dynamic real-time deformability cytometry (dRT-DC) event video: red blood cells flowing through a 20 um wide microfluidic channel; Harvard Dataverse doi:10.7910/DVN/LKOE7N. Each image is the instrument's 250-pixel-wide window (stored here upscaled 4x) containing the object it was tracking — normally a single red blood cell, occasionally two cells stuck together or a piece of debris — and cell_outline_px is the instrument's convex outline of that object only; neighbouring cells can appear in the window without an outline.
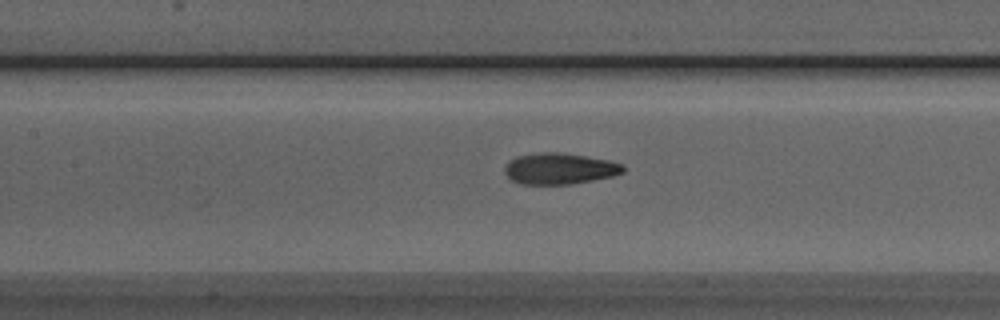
{"species": "Egyptian fruit bat (a non-hibernating species)", "species_latin": "Rousettus aegyptiacus", "temperature_condition": "room temperature", "stored_images_in_passage": 36, "camera_frame_rate_fps": 3000, "um_per_image_px": 0.085, "animal": {"sex": "male"}, "frame": {"image": 1, "passage_image": 8, "time_ms": 2.333, "image_size_px": [1000, 320], "cell_outline_px": [[624, 172], [612, 176], [592, 180], [568, 184], [520, 184], [512, 180], [504, 172], [504, 164], [508, 160], [516, 156], [540, 152], [560, 152], [608, 160], [620, 164], [624, 168]], "centroid_in_image_um": [47.49, 14.33], "position_along_channel_um": 159.9, "area_um2": 21.44}}
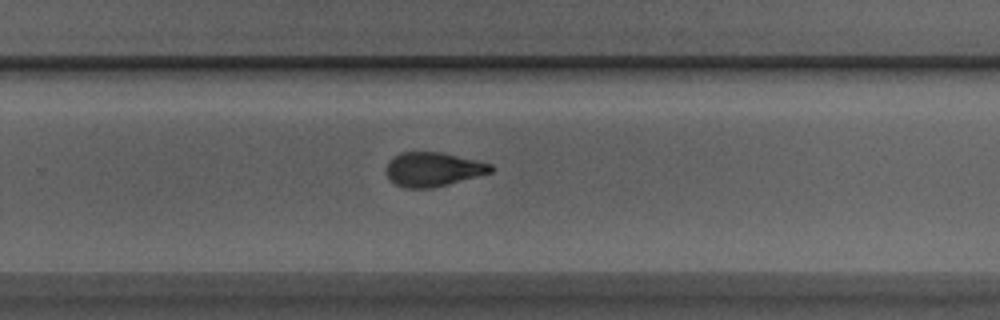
{"frame": {"image": 2, "passage_image": 18, "time_ms": 5.667, "image_size_px": [1000, 320], "cell_outline_px": [[492, 172], [448, 184], [432, 188], [404, 188], [388, 180], [388, 160], [392, 156], [400, 152], [440, 152], [476, 160], [492, 164]], "centroid_in_image_um": [36.78, 14.39], "position_along_channel_um": 293.0, "area_um2": 20.69}}
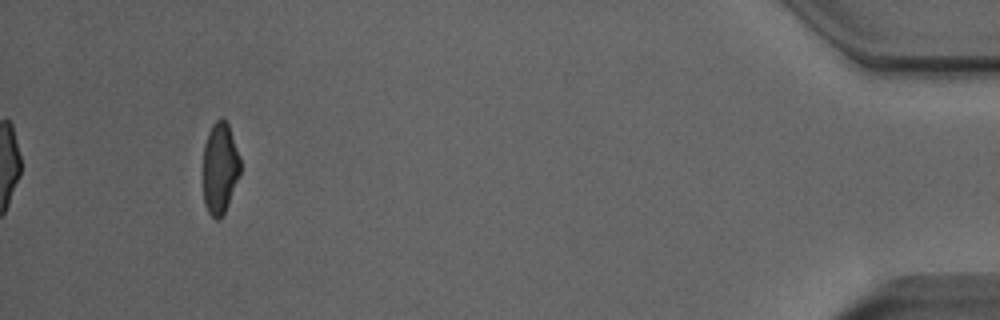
{"frame": {"image": 3, "passage_image": 33, "time_ms": 10.667, "image_size_px": [1000, 320], "cell_outline_px": [[240, 172], [228, 204], [220, 220], [216, 220], [208, 212], [204, 204], [204, 144], [208, 132], [212, 124], [220, 116], [228, 124], [240, 160]], "centroid_in_image_um": [18.68, 14.29], "position_along_channel_um": 416.5, "area_um2": 19.54}, "authors_computed_cell_mechanics": {"area_um2": 21.1259, "velocity_mm_per_s": 4.007, "shape_relaxation_time_tau1_ms": 5.5393, "shape_relaxation_time_tau2_ms": 1.7761, "deformation_change_tau1": 0.1916, "deformation_change_tau2": 0.0855}}